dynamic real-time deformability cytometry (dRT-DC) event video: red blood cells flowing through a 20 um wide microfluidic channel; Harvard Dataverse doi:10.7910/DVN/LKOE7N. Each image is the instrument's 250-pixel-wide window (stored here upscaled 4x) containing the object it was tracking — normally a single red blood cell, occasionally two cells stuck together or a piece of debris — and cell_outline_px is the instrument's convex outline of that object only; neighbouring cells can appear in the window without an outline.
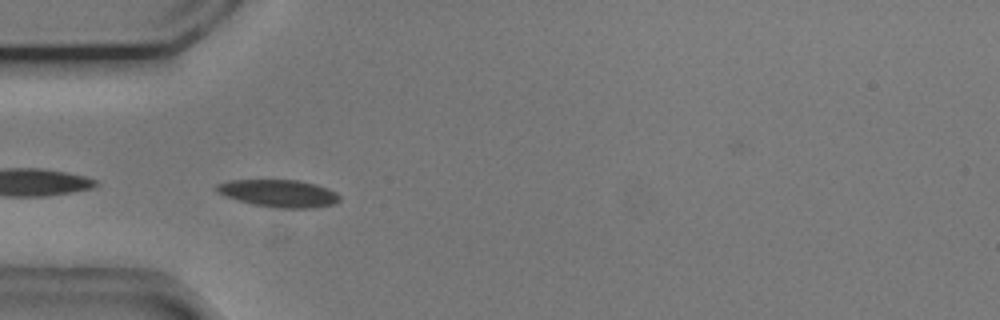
{"species": "common noctule bat (a hibernating species)", "species_latin": "Nyctalus noctula", "temperature_condition": "cold", "stored_images_in_passage": 40, "camera_frame_rate_fps": 3000, "um_per_image_px": 0.085, "animal": {"sex": "male", "body_mass_g": 20.5, "forearm_length_mm": 52.5}, "frame": {"image": 1, "passage_image": 1, "time_ms": 0.0, "image_size_px": [1000, 320], "cell_outline_px": [[340, 200], [332, 204], [312, 208], [276, 208], [256, 204], [224, 196], [216, 188], [216, 184], [228, 180], [300, 180], [316, 184], [328, 188], [336, 192], [340, 196]], "centroid_in_image_um": [23.73, 16.42], "position_along_channel_um": 61.3, "area_um2": 19.48}}